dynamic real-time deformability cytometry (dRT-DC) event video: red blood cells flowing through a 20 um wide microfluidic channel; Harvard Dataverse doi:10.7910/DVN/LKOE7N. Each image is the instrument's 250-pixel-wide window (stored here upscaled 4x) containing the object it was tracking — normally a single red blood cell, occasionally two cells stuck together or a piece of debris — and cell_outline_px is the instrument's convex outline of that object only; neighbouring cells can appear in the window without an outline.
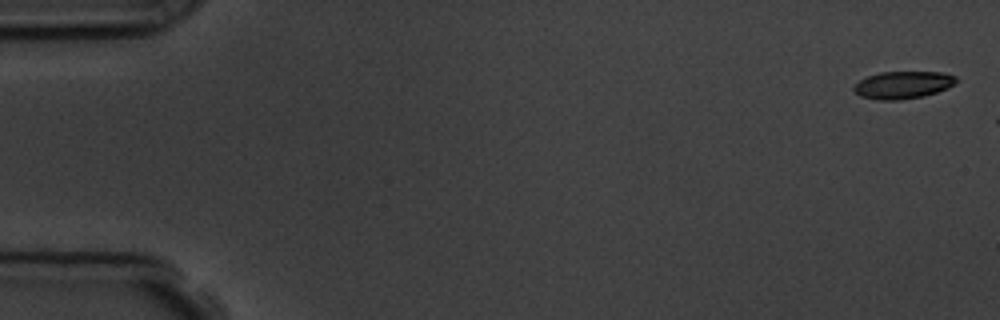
{"species": "common noctule bat (a hibernating species)", "species_latin": "Nyctalus noctula", "temperature_condition": "room temperature", "stored_images_in_passage": 3, "camera_frame_rate_fps": 3000, "um_per_image_px": 0.085, "animal": {"sex": "male", "body_mass_g": 19.5, "forearm_length_mm": 54.6}, "frame": {"image": 1, "passage_image": 1, "time_ms": 0.0, "image_size_px": [1000, 320], "cell_outline_px": [[956, 84], [948, 88], [924, 96], [900, 100], [876, 100], [860, 96], [852, 88], [860, 80], [868, 76], [880, 72], [940, 72], [956, 76]], "centroid_in_image_um": [76.75, 7.22], "position_along_channel_um": 8.2, "area_um2": 16.36}}